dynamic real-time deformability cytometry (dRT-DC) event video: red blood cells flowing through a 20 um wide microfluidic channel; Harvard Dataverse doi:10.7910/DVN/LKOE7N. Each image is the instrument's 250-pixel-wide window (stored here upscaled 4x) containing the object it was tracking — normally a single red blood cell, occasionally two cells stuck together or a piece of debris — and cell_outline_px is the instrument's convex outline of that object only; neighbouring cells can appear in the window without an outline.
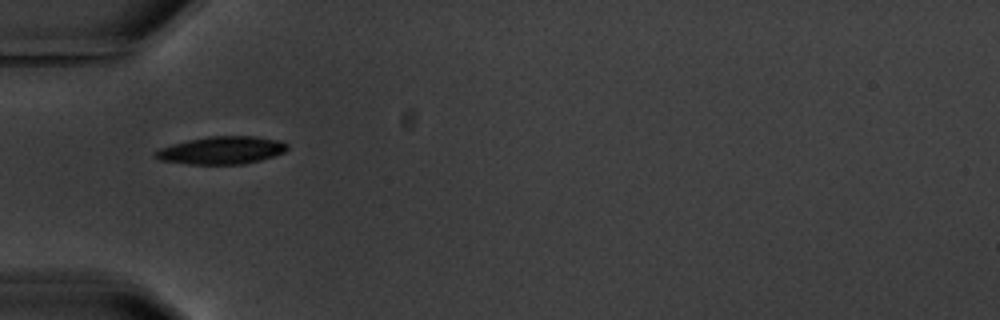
{"species": "common noctule bat (a hibernating species)", "species_latin": "Nyctalus noctula", "temperature_condition": "warm", "stored_images_in_passage": 1, "camera_frame_rate_fps": 3000, "um_per_image_px": 0.085, "animal": {"sex": "male", "body_mass_g": 20.1, "forearm_length_mm": 53.5}, "frame": {"image": 1, "passage_image": 1, "time_ms": 0.0, "image_size_px": [1000, 320], "cell_outline_px": [[288, 148], [284, 152], [260, 160], [244, 164], [188, 164], [160, 160], [152, 156], [152, 152], [160, 148], [172, 144], [188, 140], [208, 136], [256, 136], [280, 140], [288, 144]], "centroid_in_image_um": [18.81, 12.77], "position_along_channel_um": 66.2, "area_um2": 21.39}}